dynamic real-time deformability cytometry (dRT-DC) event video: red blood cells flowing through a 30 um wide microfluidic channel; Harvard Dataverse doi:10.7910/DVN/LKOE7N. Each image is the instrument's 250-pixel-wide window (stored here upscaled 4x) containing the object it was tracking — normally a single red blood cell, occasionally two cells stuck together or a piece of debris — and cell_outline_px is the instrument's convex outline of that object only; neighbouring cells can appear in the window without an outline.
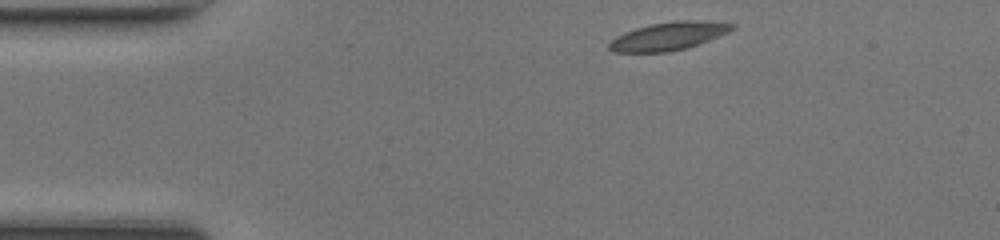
{"species": "common noctule bat (a hibernating species)", "species_latin": "Nyctalus noctula", "temperature_condition": "room temperature", "stored_images_in_passage": 41, "camera_frame_rate_fps": 3000, "um_per_image_px": 0.085, "animal": {"sex": "female", "body_mass_g": 17.0, "forearm_length_mm": 48.0}, "frame": {"image": 1, "passage_image": 1, "time_ms": 0.0, "image_size_px": [1000, 240], "cell_outline_px": [[736, 28], [728, 32], [688, 48], [668, 52], [612, 52], [608, 48], [608, 44], [616, 36], [624, 32], [636, 28], [652, 24], [676, 20], [712, 20], [736, 24]], "centroid_in_image_um": [56.86, 3.06], "position_along_channel_um": 28.1, "area_um2": 20.29}}
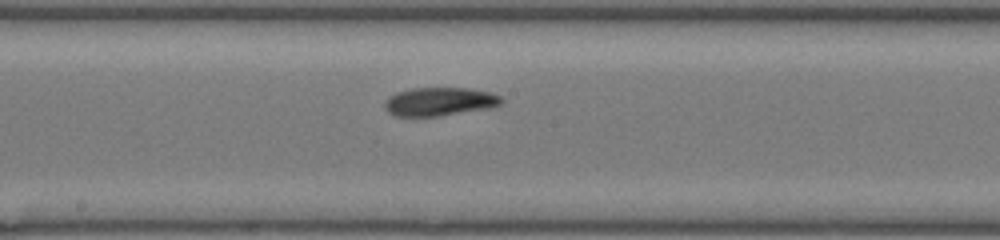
{"frame": {"image": 2, "passage_image": 18, "time_ms": 5.667, "image_size_px": [1000, 240], "cell_outline_px": [[504, 100], [500, 104], [488, 108], [436, 116], [396, 116], [388, 112], [384, 108], [384, 104], [388, 96], [396, 92], [412, 88], [468, 88], [488, 92], [500, 96]], "centroid_in_image_um": [37.31, 8.63], "position_along_channel_um": 210.9, "area_um2": 19.19}}
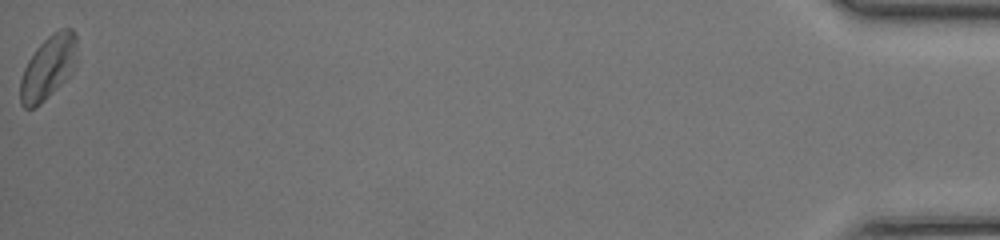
{"frame": {"image": 3, "passage_image": 41, "time_ms": 13.333, "image_size_px": [1000, 240], "cell_outline_px": [[76, 44], [68, 76], [40, 104], [32, 108], [24, 108], [20, 104], [20, 80], [24, 68], [28, 60], [36, 48], [52, 32], [60, 28], [72, 28], [76, 36]], "centroid_in_image_um": [4.02, 5.72], "position_along_channel_um": 431.2, "area_um2": 20.29}, "authors_computed_cell_mechanics": {"area_um2": 19.3052, "velocity_mm_per_s": 4.2761, "shape_relaxation_time_tau1_ms": 3.0776, "shape_relaxation_time_tau2_ms": 7.347, "deformation_change_tau1": 0.1073, "deformation_change_tau2": 0.1744}}